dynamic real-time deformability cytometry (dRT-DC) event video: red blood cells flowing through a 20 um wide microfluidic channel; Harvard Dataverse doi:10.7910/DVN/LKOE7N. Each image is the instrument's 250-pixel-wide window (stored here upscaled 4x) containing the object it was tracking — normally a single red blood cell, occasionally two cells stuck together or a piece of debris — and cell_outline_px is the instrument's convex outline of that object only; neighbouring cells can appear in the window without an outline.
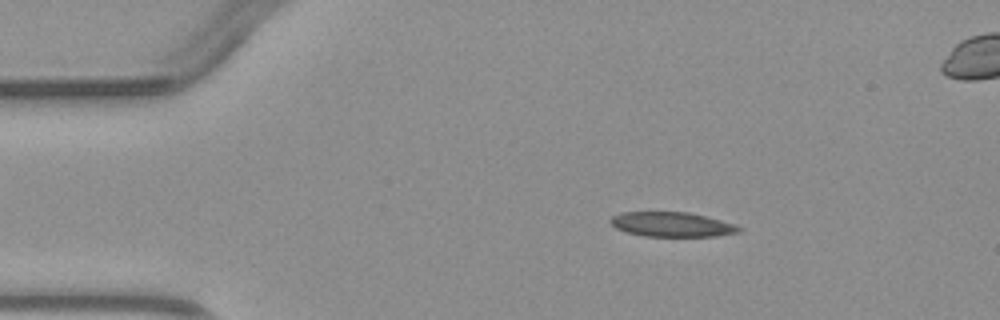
{"species": "common noctule bat (a hibernating species)", "species_latin": "Nyctalus noctula", "temperature_condition": "warm", "stored_images_in_passage": 3, "segment_of_instrument_passage": [1, 2], "camera_frame_rate_fps": 3000, "um_per_image_px": 0.085, "animal": {"sex": "male", "body_mass_g": 23.1, "forearm_length_mm": 52.7}, "frame": {"image": 1, "passage_image": 1, "time_ms": 0.0, "image_size_px": [1000, 320], "cell_outline_px": [[744, 228], [740, 232], [720, 236], [644, 236], [628, 232], [616, 228], [608, 220], [612, 216], [620, 212], [688, 212], [720, 220]], "centroid_in_image_um": [57.11, 19.08], "position_along_channel_um": 27.9, "area_um2": 18.38}}